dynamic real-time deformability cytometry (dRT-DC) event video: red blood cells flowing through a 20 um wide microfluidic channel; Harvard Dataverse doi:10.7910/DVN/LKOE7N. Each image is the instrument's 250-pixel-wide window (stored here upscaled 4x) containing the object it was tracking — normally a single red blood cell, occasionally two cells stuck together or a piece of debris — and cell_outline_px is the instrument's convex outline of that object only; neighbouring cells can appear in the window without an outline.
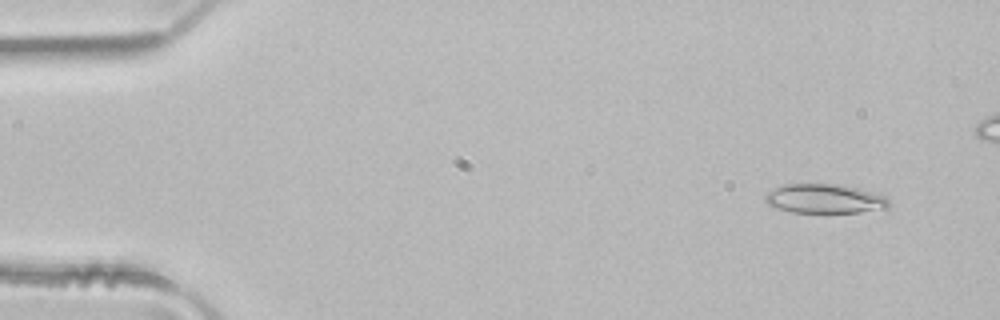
{"species": "common noctule bat (a hibernating species)", "species_latin": "Nyctalus noctula", "temperature_condition": "room temperature", "stored_images_in_passage": 4, "camera_frame_rate_fps": 3000, "um_per_image_px": 0.085, "animal": {"sex": "male", "body_mass_g": 21.5, "forearm_length_mm": 52.0}, "frame": {"image": 1, "passage_image": 1, "time_ms": 0.0, "image_size_px": [1000, 320], "cell_outline_px": [[888, 208], [860, 212], [792, 212], [776, 208], [768, 204], [764, 200], [764, 196], [768, 192], [784, 184], [836, 184], [856, 188], [872, 192], [884, 196], [888, 200]], "centroid_in_image_um": [70.06, 16.89], "position_along_channel_um": 14.9, "area_um2": 20.81}}